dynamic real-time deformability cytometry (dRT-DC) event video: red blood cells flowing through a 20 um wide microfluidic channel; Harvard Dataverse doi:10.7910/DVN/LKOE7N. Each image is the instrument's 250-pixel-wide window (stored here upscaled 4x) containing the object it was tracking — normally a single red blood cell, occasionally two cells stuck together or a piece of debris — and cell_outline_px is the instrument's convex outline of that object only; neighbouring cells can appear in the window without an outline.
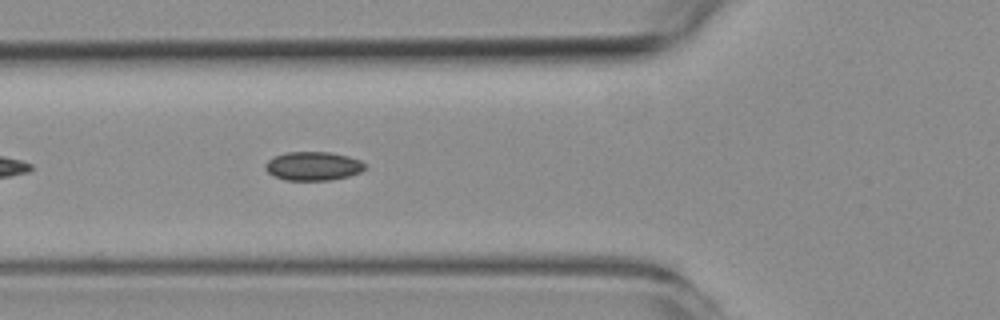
{"species": "common noctule bat (a hibernating species)", "species_latin": "Nyctalus noctula", "temperature_condition": "room temperature", "stored_images_in_passage": 43, "camera_frame_rate_fps": 3000, "um_per_image_px": 0.085, "animal": {"sex": "female", "body_mass_g": 19.3, "forearm_length_mm": 54.1}, "frame": {"image": 1, "passage_image": 7, "time_ms": 2.0, "image_size_px": [1000, 320], "cell_outline_px": [[368, 168], [360, 172], [348, 176], [332, 180], [284, 180], [272, 176], [264, 168], [264, 164], [268, 160], [284, 152], [328, 152], [348, 156], [360, 160]], "centroid_in_image_um": [26.6, 14.12], "position_along_channel_um": 99.2, "area_um2": 16.82}}
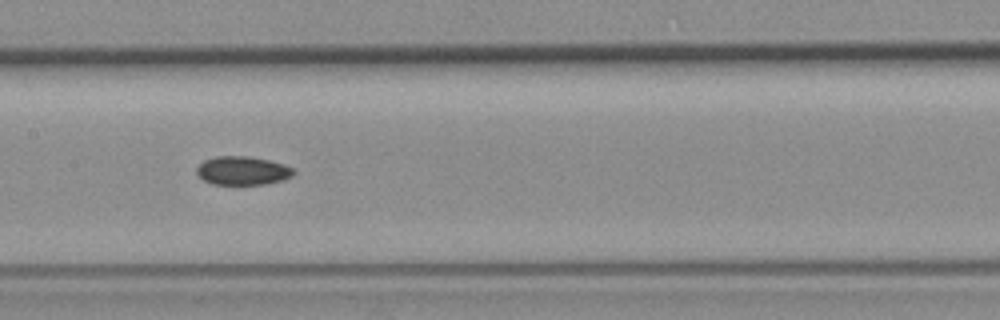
{"frame": {"image": 2, "passage_image": 14, "time_ms": 4.333, "image_size_px": [1000, 320], "cell_outline_px": [[296, 172], [292, 176], [284, 180], [264, 184], [212, 184], [204, 180], [196, 172], [196, 168], [204, 160], [216, 156], [248, 156], [268, 160], [284, 164], [292, 168]], "centroid_in_image_um": [20.63, 14.5], "position_along_channel_um": 186.8, "area_um2": 16.13}}
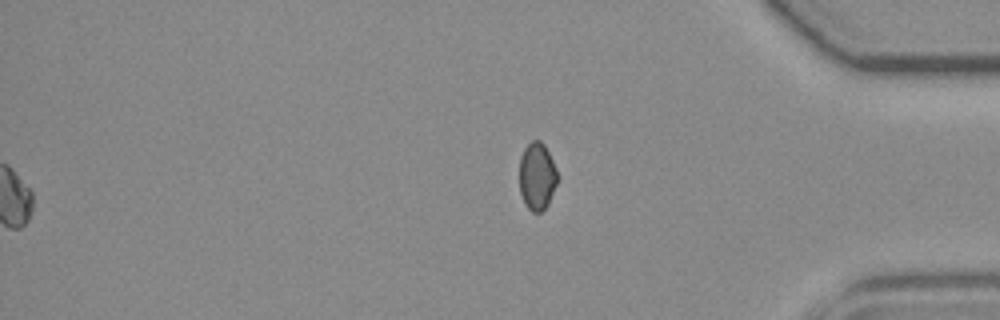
{"frame": {"image": 3, "passage_image": 43, "time_ms": 14.0, "image_size_px": [1000, 320], "cell_outline_px": [[556, 184], [548, 204], [540, 212], [532, 212], [524, 204], [520, 192], [520, 156], [524, 148], [532, 140], [540, 140], [544, 144], [556, 168]], "centroid_in_image_um": [45.62, 14.98], "position_along_channel_um": 389.6, "area_um2": 14.8}}